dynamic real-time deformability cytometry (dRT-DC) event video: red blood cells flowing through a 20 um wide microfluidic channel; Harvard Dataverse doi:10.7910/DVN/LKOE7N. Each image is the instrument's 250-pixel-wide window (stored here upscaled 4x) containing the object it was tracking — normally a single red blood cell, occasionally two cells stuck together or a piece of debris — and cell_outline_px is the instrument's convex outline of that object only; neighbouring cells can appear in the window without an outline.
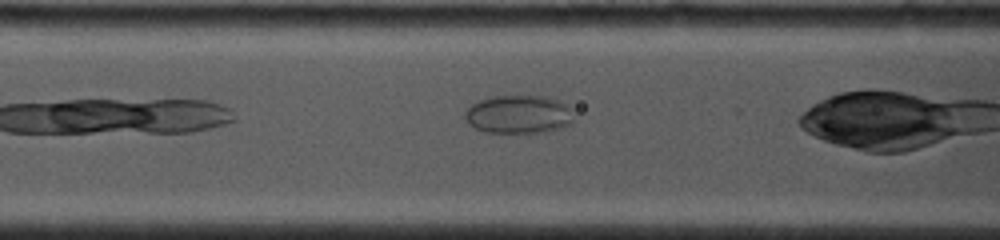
{"species": "common noctule bat (a hibernating species)", "species_latin": "Nyctalus noctula", "temperature_condition": "cold", "stored_images_in_passage": 45, "camera_frame_rate_fps": 4500, "um_per_image_px": 0.085, "animal": {"sex": "female", "body_mass_g": 19.0, "forearm_length_mm": 53.3}, "frame": {"image": 1, "passage_image": 5, "time_ms": 1.556, "image_size_px": [1000, 240], "cell_outline_px": [[572, 124], [560, 128], [544, 132], [484, 132], [468, 124], [464, 116], [464, 112], [472, 104], [480, 100], [492, 96], [540, 96], [556, 100], [572, 108]], "centroid_in_image_um": [44.06, 9.72], "position_along_channel_um": 122.5, "area_um2": 24.16}}